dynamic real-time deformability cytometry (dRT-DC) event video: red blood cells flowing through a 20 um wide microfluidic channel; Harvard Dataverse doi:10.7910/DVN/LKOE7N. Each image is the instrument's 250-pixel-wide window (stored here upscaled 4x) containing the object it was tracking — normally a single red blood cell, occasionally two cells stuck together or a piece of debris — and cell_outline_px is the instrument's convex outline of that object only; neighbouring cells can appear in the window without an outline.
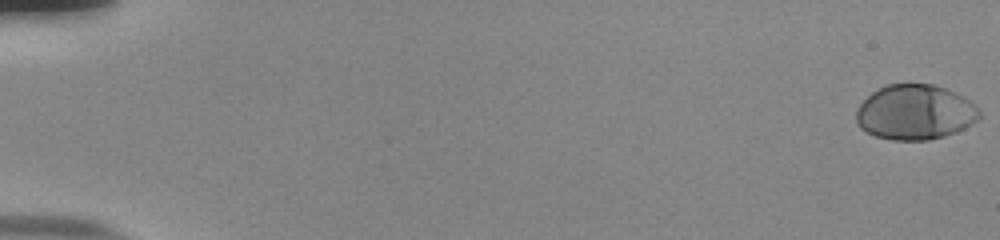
{"species": "human", "species_latin": "Homo sapiens", "temperature_condition": "room temperature", "stored_images_in_passage": 56, "camera_frame_rate_fps": 3000, "um_per_image_px": 0.085, "donor": {"sex": "male"}, "frame": {"image": 1, "passage_image": 1, "time_ms": 0.0, "image_size_px": [1000, 240], "cell_outline_px": [[980, 116], [972, 124], [956, 132], [944, 136], [928, 140], [892, 140], [876, 136], [860, 128], [856, 124], [856, 112], [860, 104], [872, 92], [888, 84], [932, 84], [944, 88], [964, 96], [980, 112]], "centroid_in_image_um": [77.76, 9.55], "position_along_channel_um": 7.2, "area_um2": 39.3}}
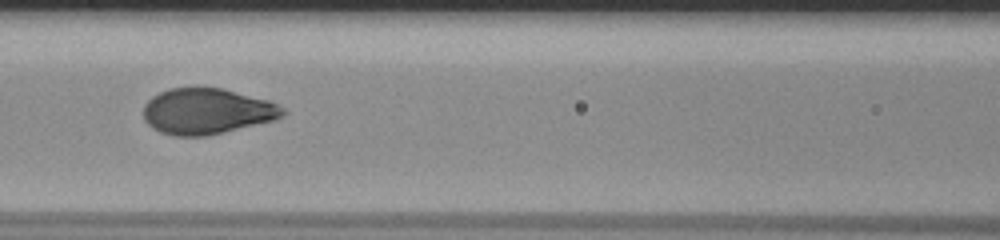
{"frame": {"image": 2, "passage_image": 27, "time_ms": 8.667, "image_size_px": [1000, 240], "cell_outline_px": [[288, 112], [284, 116], [276, 120], [208, 136], [172, 136], [160, 132], [152, 128], [144, 120], [144, 104], [152, 96], [168, 88], [196, 84], [220, 88], [268, 100], [284, 108]], "centroid_in_image_um": [17.57, 9.43], "position_along_channel_um": 149.0, "area_um2": 38.15}}
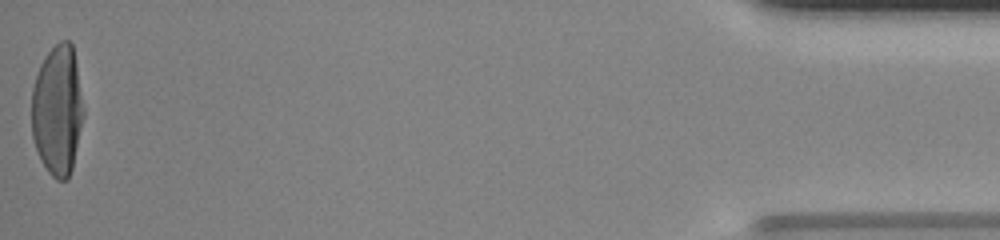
{"frame": {"image": 3, "passage_image": 56, "time_ms": 18.333, "image_size_px": [1000, 240], "cell_outline_px": [[84, 116], [72, 168], [68, 180], [56, 180], [48, 172], [40, 160], [32, 136], [32, 88], [40, 64], [44, 56], [60, 40], [68, 40], [72, 44], [76, 64], [84, 108]], "centroid_in_image_um": [4.88, 9.38], "position_along_channel_um": 430.3, "area_um2": 39.54}, "authors_computed_cell_mechanics": {"area_um2": 38.2636, "velocity_mm_per_s": 3.7855, "shape_relaxation_time_tau1_ms": 3.5313, "shape_relaxation_time_tau2_ms": null, "deformation_change_tau1": 0.2034, "deformation_change_tau2": null}}